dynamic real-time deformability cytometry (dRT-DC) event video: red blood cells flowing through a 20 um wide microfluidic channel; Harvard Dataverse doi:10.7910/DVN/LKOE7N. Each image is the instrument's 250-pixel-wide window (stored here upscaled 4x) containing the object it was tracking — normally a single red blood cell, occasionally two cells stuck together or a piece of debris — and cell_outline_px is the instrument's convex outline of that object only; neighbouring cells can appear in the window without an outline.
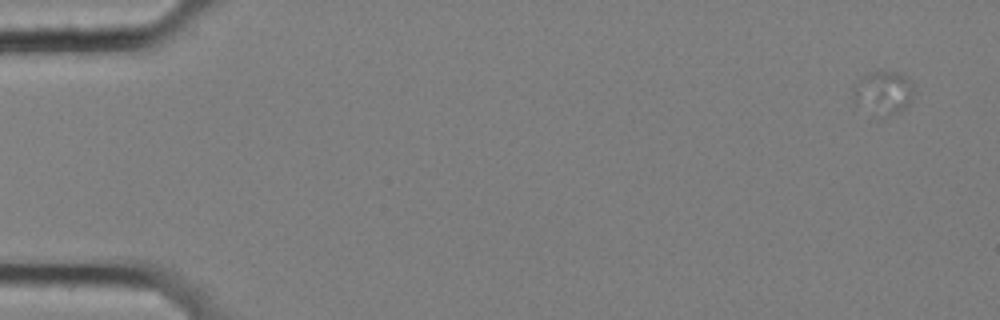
{"species": "common noctule bat (a hibernating species)", "species_latin": "Nyctalus noctula", "temperature_condition": "cold", "stored_images_in_passage": 20, "camera_frame_rate_fps": 3000, "um_per_image_px": 0.085, "animal": {"sex": "female", "body_mass_g": 25.1}, "frame": {"image": 1, "passage_image": 1, "time_ms": 0.0, "image_size_px": [1000, 320], "cell_outline_px": [[912, 88], [908, 100], [904, 108], [896, 112], [884, 116], [856, 100], [852, 92], [852, 84], [872, 72], [896, 72], [908, 80]], "centroid_in_image_um": [75.04, 7.81], "position_along_channel_um": 10.0, "area_um2": 13.81}}